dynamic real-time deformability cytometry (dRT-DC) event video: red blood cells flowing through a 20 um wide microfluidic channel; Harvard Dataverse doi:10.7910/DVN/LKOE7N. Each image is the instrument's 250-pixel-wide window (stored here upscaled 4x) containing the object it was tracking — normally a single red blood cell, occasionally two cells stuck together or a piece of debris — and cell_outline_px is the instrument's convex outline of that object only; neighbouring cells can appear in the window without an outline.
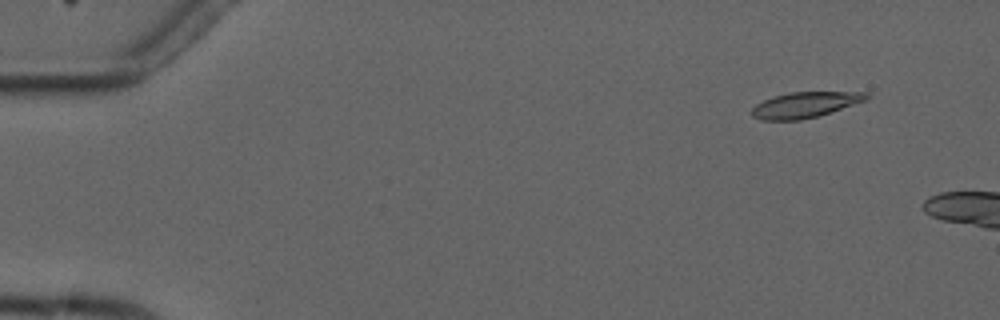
{"species": "common noctule bat (a hibernating species)", "species_latin": "Nyctalus noctula", "temperature_condition": "cold", "stored_images_in_passage": 4, "camera_frame_rate_fps": 3000, "um_per_image_px": 0.085, "animal": {"sex": "male", "forearm_length_mm": 52.5}, "frame": {"image": 1, "passage_image": 2, "time_ms": 1.0, "image_size_px": [1000, 320], "cell_outline_px": [[868, 100], [816, 116], [800, 120], [760, 120], [752, 116], [752, 108], [756, 104], [764, 100], [788, 92], [868, 92]], "centroid_in_image_um": [68.42, 8.91], "position_along_channel_um": 16.6, "area_um2": 16.94}}